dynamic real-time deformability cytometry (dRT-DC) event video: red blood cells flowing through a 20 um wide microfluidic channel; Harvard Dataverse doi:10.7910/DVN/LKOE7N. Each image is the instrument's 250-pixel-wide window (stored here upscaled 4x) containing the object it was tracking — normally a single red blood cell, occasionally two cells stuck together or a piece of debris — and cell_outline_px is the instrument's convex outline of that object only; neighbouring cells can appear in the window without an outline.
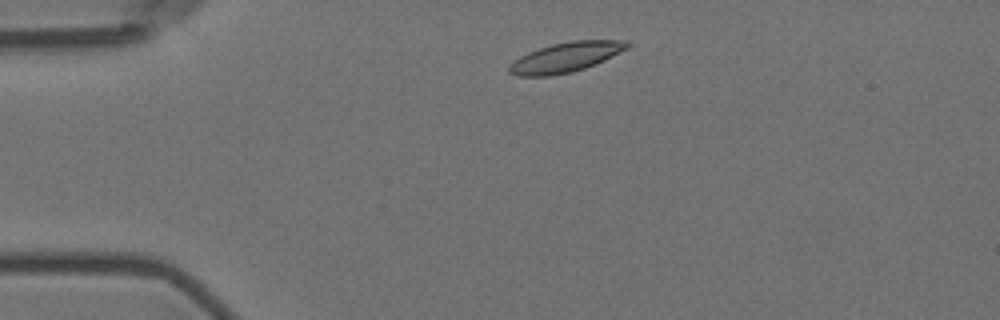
{"species": "Egyptian fruit bat (a non-hibernating species)", "species_latin": "Rousettus aegyptiacus", "temperature_condition": "room temperature", "stored_images_in_passage": 2, "camera_frame_rate_fps": 3000, "um_per_image_px": 0.085, "animal": {"sex": "female"}, "frame": {"image": 1, "passage_image": 1, "time_ms": 0.0, "image_size_px": [1000, 320], "cell_outline_px": [[632, 44], [628, 48], [604, 60], [584, 68], [572, 72], [548, 76], [516, 76], [508, 72], [508, 64], [520, 56], [528, 52], [552, 44], [572, 40], [628, 40]], "centroid_in_image_um": [48.07, 4.86], "position_along_channel_um": 36.9, "area_um2": 20.58}}